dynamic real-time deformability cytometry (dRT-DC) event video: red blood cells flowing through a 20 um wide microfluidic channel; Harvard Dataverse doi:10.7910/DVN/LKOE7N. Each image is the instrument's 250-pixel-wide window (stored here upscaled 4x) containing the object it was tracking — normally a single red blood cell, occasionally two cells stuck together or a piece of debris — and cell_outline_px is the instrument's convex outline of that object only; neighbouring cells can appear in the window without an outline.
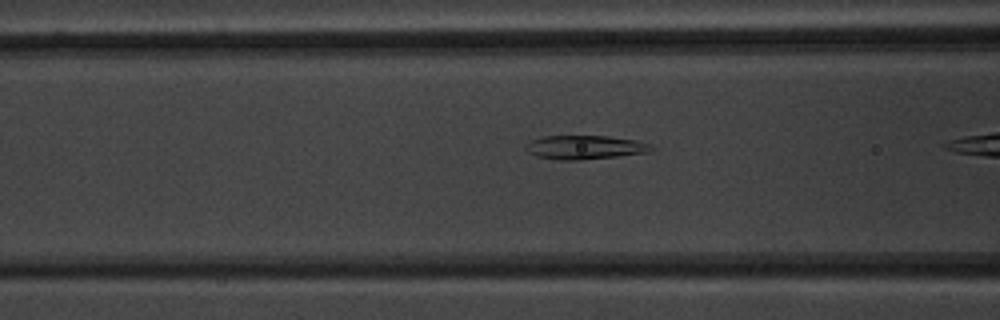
{"species": "common noctule bat (a hibernating species)", "species_latin": "Nyctalus noctula", "temperature_condition": "warm", "stored_images_in_passage": 31, "camera_frame_rate_fps": 3000, "um_per_image_px": 0.085, "animal": {"sex": "male", "body_mass_g": 20.1, "forearm_length_mm": 53.5}, "frame": {"image": 1, "passage_image": 11, "time_ms": 3.333, "image_size_px": [1000, 320], "cell_outline_px": [[652, 152], [616, 156], [576, 160], [556, 160], [536, 156], [528, 152], [524, 148], [524, 144], [532, 140], [544, 136], [608, 136], [636, 140], [648, 144], [652, 148]], "centroid_in_image_um": [49.66, 12.52], "position_along_channel_um": 116.9, "area_um2": 17.4}}
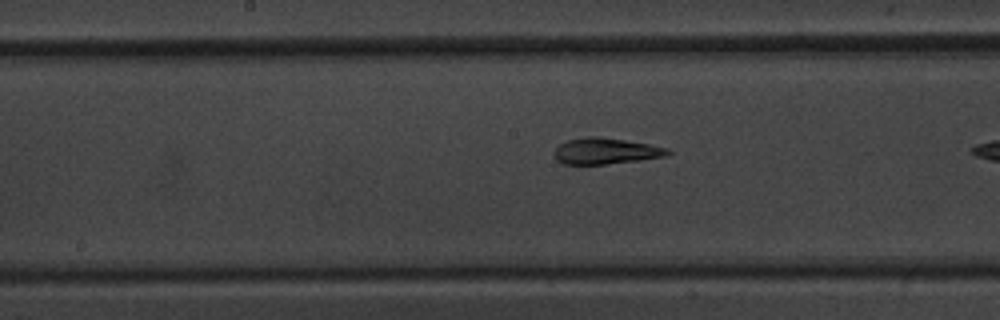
{"frame": {"image": 2, "passage_image": 17, "time_ms": 5.333, "image_size_px": [1000, 320], "cell_outline_px": [[672, 152], [664, 156], [640, 160], [604, 164], [564, 164], [556, 160], [552, 152], [560, 144], [568, 140], [588, 136], [596, 136], [624, 140], [648, 144], [668, 148]], "centroid_in_image_um": [51.45, 12.84], "position_along_channel_um": 196.8, "area_um2": 17.17}}
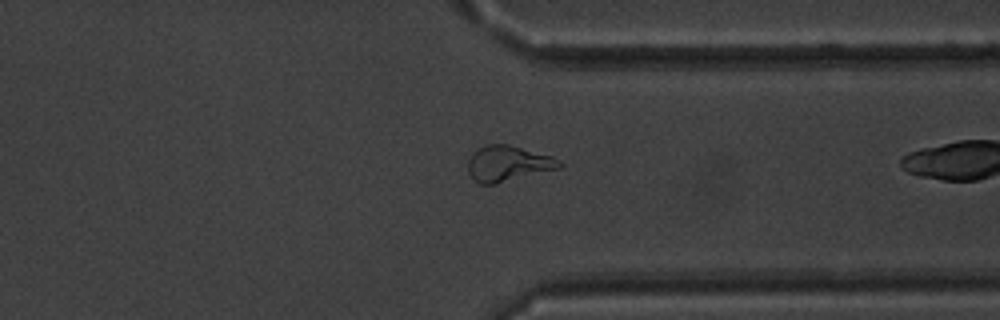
{"frame": {"image": 3, "passage_image": 30, "time_ms": 9.667, "image_size_px": [1000, 320], "cell_outline_px": [[564, 164], [560, 168], [496, 184], [480, 184], [468, 172], [468, 160], [472, 152], [488, 144], [508, 144], [552, 156], [560, 160]], "centroid_in_image_um": [43.2, 13.9], "position_along_channel_um": 368.2, "area_um2": 18.96}}